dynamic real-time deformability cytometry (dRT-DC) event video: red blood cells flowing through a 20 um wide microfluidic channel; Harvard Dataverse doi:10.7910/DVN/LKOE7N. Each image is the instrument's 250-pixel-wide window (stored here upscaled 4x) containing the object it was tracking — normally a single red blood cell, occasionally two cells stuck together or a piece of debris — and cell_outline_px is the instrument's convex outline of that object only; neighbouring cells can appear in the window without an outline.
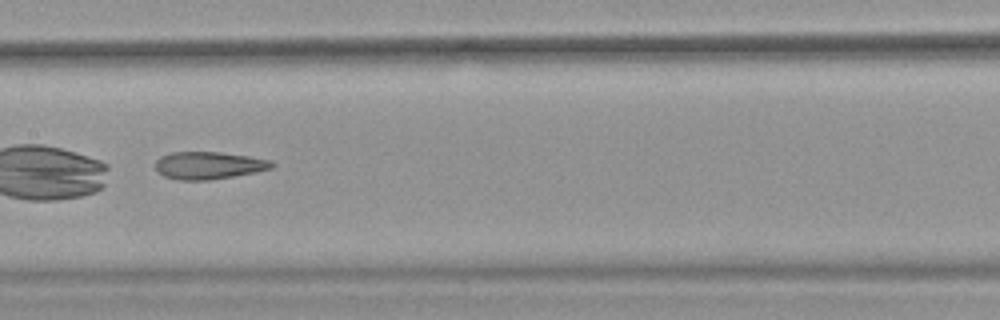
{"species": "common noctule bat (a hibernating species)", "species_latin": "Nyctalus noctula", "temperature_condition": "warm", "stored_images_in_passage": 34, "camera_frame_rate_fps": 3000, "um_per_image_px": 0.085, "animal": {"sex": "female", "body_mass_g": 18.4}, "frame": {"image": 1, "passage_image": 10, "time_ms": 3.0, "image_size_px": [1000, 320], "cell_outline_px": [[276, 164], [272, 168], [256, 172], [208, 180], [180, 180], [164, 176], [156, 172], [156, 160], [160, 156], [172, 152], [220, 152], [248, 156], [272, 160]], "centroid_in_image_um": [17.74, 14.05], "position_along_channel_um": 189.7, "area_um2": 18.67}, "authors_computed_cell_mechanics": {"area_um2": 19.4208, "velocity_mm_per_s": 4.0169, "shape_relaxation_time_tau1_ms": null, "shape_relaxation_time_tau2_ms": 3.165, "deformation_change_tau1": null, "deformation_change_tau2": 0.1264}}